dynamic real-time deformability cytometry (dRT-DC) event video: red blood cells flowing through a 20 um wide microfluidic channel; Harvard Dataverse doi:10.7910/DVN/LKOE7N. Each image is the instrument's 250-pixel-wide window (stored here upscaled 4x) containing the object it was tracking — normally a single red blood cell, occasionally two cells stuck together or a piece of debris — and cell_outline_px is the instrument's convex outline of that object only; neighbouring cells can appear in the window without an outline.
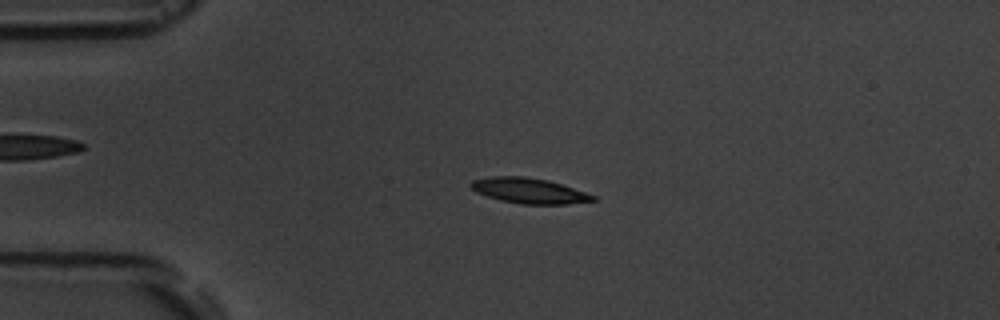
{"species": "common noctule bat (a hibernating species)", "species_latin": "Nyctalus noctula", "temperature_condition": "room temperature", "stored_images_in_passage": 6, "camera_frame_rate_fps": 3000, "um_per_image_px": 0.085, "animal": {"sex": "male", "body_mass_g": 19.5, "forearm_length_mm": 54.6}, "frame": {"image": 1, "passage_image": 4, "time_ms": 4.333, "image_size_px": [1000, 320], "cell_outline_px": [[596, 200], [568, 204], [520, 204], [500, 200], [476, 192], [468, 184], [472, 180], [492, 176], [524, 176], [548, 180], [596, 196]], "centroid_in_image_um": [44.93, 16.21], "position_along_channel_um": 40.1, "area_um2": 17.92}}
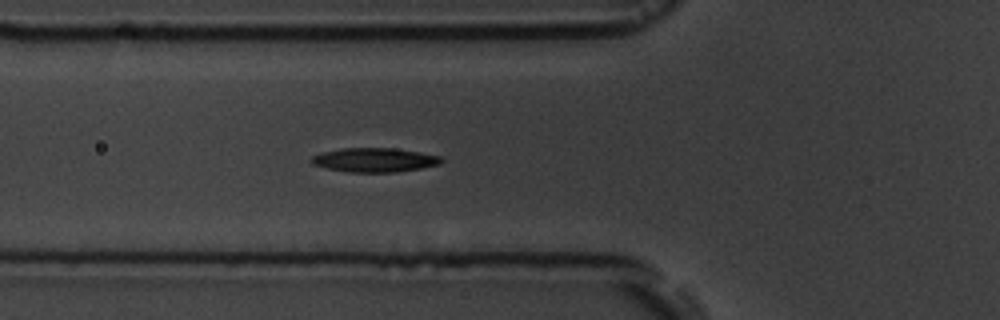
{"frame": {"image": 2, "passage_image": 6, "time_ms": 6.667, "image_size_px": [1000, 320], "cell_outline_px": [[444, 160], [440, 164], [420, 168], [396, 172], [348, 172], [328, 168], [312, 164], [308, 160], [312, 156], [320, 152], [340, 148], [396, 148], [420, 152], [440, 156]], "centroid_in_image_um": [31.8, 13.59], "position_along_channel_um": 94.0, "area_um2": 18.38}}